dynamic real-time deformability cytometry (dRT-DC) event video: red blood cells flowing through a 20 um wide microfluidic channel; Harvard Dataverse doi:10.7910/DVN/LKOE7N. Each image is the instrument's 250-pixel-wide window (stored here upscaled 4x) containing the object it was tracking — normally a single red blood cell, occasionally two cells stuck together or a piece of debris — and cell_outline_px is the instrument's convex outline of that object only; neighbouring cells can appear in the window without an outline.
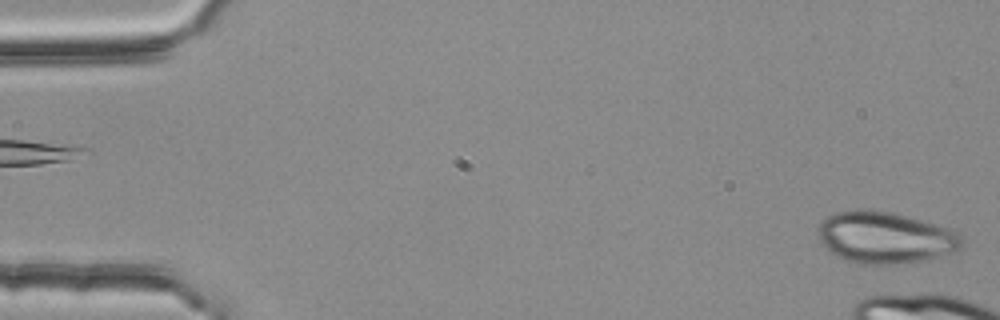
{"species": "common noctule bat (a hibernating species)", "species_latin": "Nyctalus noctula", "temperature_condition": "room temperature", "stored_images_in_passage": 4, "camera_frame_rate_fps": 3000, "um_per_image_px": 0.085, "animal": {"sex": "female", "body_mass_g": 25.1}, "frame": {"image": 1, "passage_image": 4, "time_ms": 1.0, "image_size_px": [1000, 320], "cell_outline_px": [[964, 248], [924, 260], [904, 264], [860, 264], [836, 256], [820, 240], [816, 228], [828, 216], [836, 212], [892, 212], [952, 228], [960, 232], [964, 236]], "centroid_in_image_um": [75.34, 20.22], "position_along_channel_um": 9.7, "area_um2": 42.89}}